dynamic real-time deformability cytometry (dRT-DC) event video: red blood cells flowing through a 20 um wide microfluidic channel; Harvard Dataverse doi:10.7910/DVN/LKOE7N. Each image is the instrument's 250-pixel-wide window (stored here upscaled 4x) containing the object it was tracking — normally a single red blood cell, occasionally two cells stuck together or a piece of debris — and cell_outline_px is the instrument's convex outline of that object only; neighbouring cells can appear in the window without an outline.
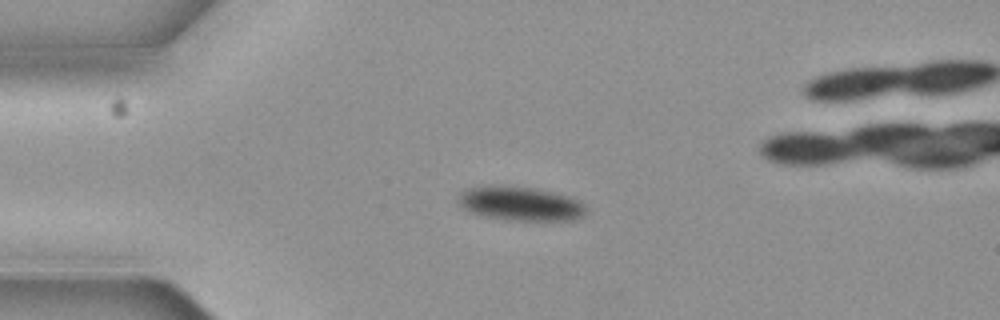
{"species": "common noctule bat (a hibernating species)", "species_latin": "Nyctalus noctula", "temperature_condition": "cold", "stored_images_in_passage": 2, "camera_frame_rate_fps": 3000, "um_per_image_px": 0.085, "animal": {"sex": "female", "body_mass_g": 19.3, "forearm_length_mm": 54.1}, "frame": {"image": 1, "passage_image": 1, "time_ms": 0.0, "image_size_px": [1000, 320], "cell_outline_px": [[588, 208], [580, 216], [572, 220], [504, 220], [484, 216], [468, 212], [456, 200], [460, 192], [468, 188], [532, 188], [568, 196], [584, 204]], "centroid_in_image_um": [44.22, 17.36], "position_along_channel_um": 40.8, "area_um2": 24.45}}